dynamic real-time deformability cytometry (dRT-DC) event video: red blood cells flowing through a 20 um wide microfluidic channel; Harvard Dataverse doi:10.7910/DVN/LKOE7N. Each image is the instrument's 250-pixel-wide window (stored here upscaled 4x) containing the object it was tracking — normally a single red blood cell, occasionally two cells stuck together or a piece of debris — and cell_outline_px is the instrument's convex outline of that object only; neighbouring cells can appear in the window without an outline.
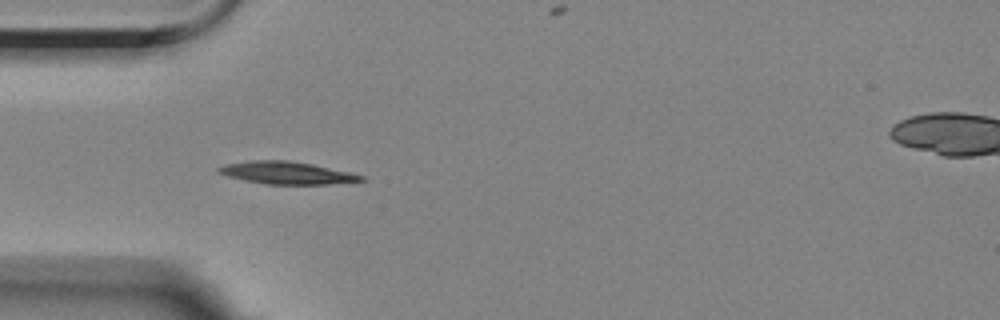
{"species": "Egyptian fruit bat (a non-hibernating species)", "species_latin": "Rousettus aegyptiacus", "temperature_condition": "room temperature", "stored_images_in_passage": 42, "camera_frame_rate_fps": 3000, "um_per_image_px": 0.085, "animal": {"sex": "female"}, "frame": {"image": 1, "passage_image": 1, "time_ms": 0.0, "image_size_px": [1000, 320], "cell_outline_px": [[368, 180], [328, 184], [264, 184], [244, 180], [228, 176], [216, 172], [216, 168], [228, 164], [252, 160], [288, 160], [312, 164], [348, 172], [364, 176]], "centroid_in_image_um": [24.36, 14.69], "position_along_channel_um": 60.6, "area_um2": 18.5}}
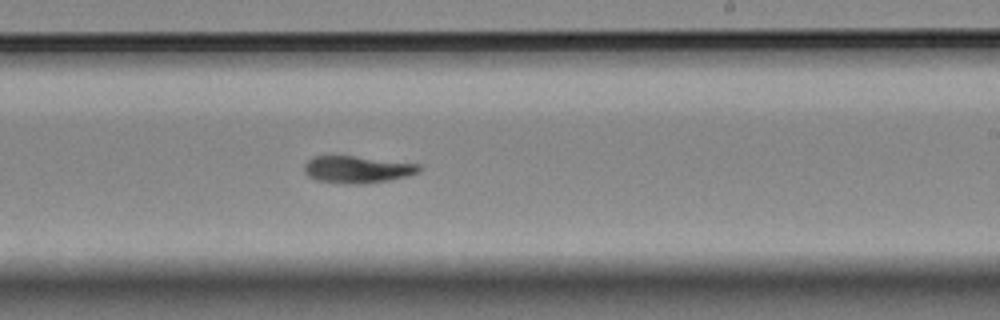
{"frame": {"image": 2, "passage_image": 18, "time_ms": 5.667, "image_size_px": [1000, 320], "cell_outline_px": [[424, 168], [420, 172], [408, 176], [388, 180], [356, 184], [344, 184], [316, 180], [308, 176], [304, 172], [304, 164], [312, 156], [352, 156], [420, 164]], "centroid_in_image_um": [30.37, 14.4], "position_along_channel_um": 258.6, "area_um2": 18.15}}
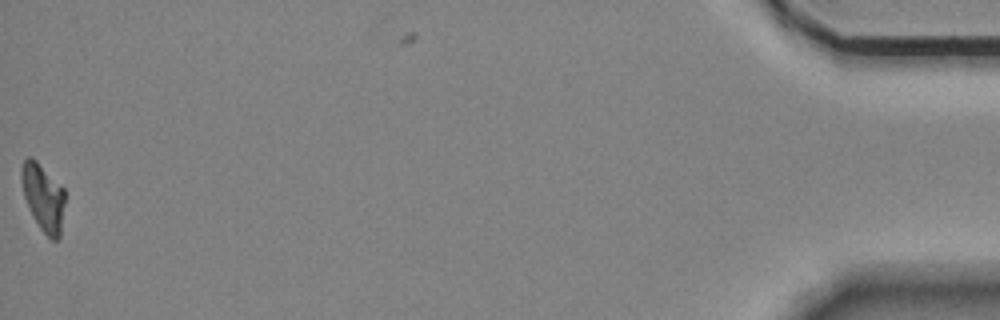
{"frame": {"image": 3, "passage_image": 41, "time_ms": 13.333, "image_size_px": [1000, 320], "cell_outline_px": [[64, 204], [60, 236], [56, 240], [52, 240], [40, 228], [32, 216], [24, 196], [20, 176], [20, 168], [24, 160], [28, 156], [32, 156], [64, 188]], "centroid_in_image_um": [3.65, 16.74], "position_along_channel_um": 431.5, "area_um2": 16.99}, "authors_computed_cell_mechanics": {"area_um2": 18.0914, "velocity_mm_per_s": 3.5217, "shape_relaxation_time_tau1_ms": 5.0606, "shape_relaxation_time_tau2_ms": 3.352, "deformation_change_tau1": 0.2022, "deformation_change_tau2": 0.0882}}